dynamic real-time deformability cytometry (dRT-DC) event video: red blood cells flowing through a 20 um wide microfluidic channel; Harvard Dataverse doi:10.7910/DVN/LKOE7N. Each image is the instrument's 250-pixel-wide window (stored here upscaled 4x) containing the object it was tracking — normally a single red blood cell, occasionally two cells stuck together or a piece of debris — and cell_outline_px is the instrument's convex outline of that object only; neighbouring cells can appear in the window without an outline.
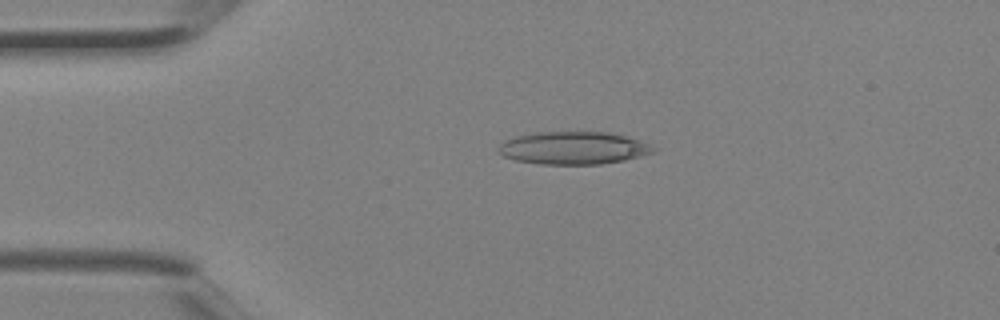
{"species": "Egyptian fruit bat (a non-hibernating species)", "species_latin": "Rousettus aegyptiacus", "temperature_condition": "room temperature", "stored_images_in_passage": 3, "camera_frame_rate_fps": 3000, "um_per_image_px": 0.085, "animal": {"sex": "female"}, "frame": {"image": 1, "passage_image": 3, "time_ms": 0.667, "image_size_px": [1000, 320], "cell_outline_px": [[660, 148], [656, 152], [624, 160], [600, 164], [540, 164], [516, 160], [504, 156], [496, 148], [504, 140], [516, 136], [536, 132], [608, 132], [628, 136], [640, 140]], "centroid_in_image_um": [48.79, 12.57], "position_along_channel_um": 36.2, "area_um2": 29.71}}